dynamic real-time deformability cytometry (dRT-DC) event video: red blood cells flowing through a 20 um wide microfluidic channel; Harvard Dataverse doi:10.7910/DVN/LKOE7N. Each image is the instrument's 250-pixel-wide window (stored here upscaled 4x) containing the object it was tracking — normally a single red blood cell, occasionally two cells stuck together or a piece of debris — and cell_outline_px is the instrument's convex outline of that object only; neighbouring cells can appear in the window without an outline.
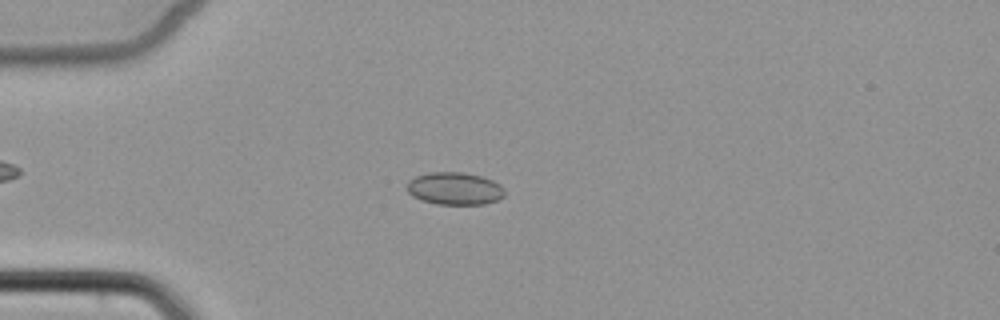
{"species": "common noctule bat (a hibernating species)", "species_latin": "Nyctalus noctula", "temperature_condition": "cold", "stored_images_in_passage": 5, "camera_frame_rate_fps": 3000, "um_per_image_px": 0.085, "animal": {"sex": "female", "body_mass_g": 22.7, "forearm_length_mm": 54.2}, "frame": {"image": 1, "passage_image": 3, "time_ms": 2.333, "image_size_px": [1000, 320], "cell_outline_px": [[504, 196], [496, 200], [484, 204], [436, 204], [412, 196], [408, 192], [408, 180], [416, 176], [428, 172], [464, 172], [480, 176], [492, 180], [500, 184], [504, 188]], "centroid_in_image_um": [38.65, 16.02], "position_along_channel_um": 46.4, "area_um2": 18.44}}
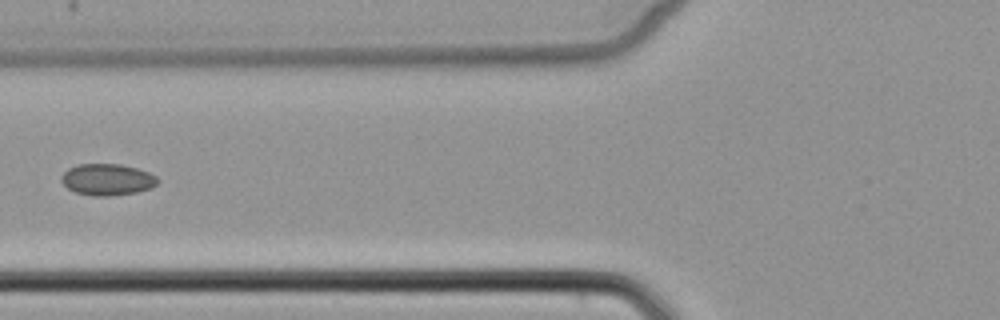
{"frame": {"image": 2, "passage_image": 5, "time_ms": 4.667, "image_size_px": [1000, 320], "cell_outline_px": [[160, 180], [152, 188], [136, 192], [112, 196], [92, 196], [76, 192], [68, 188], [60, 180], [60, 176], [68, 168], [76, 164], [120, 164], [136, 168], [148, 172], [156, 176]], "centroid_in_image_um": [9.11, 15.26], "position_along_channel_um": 116.7, "area_um2": 17.8}}